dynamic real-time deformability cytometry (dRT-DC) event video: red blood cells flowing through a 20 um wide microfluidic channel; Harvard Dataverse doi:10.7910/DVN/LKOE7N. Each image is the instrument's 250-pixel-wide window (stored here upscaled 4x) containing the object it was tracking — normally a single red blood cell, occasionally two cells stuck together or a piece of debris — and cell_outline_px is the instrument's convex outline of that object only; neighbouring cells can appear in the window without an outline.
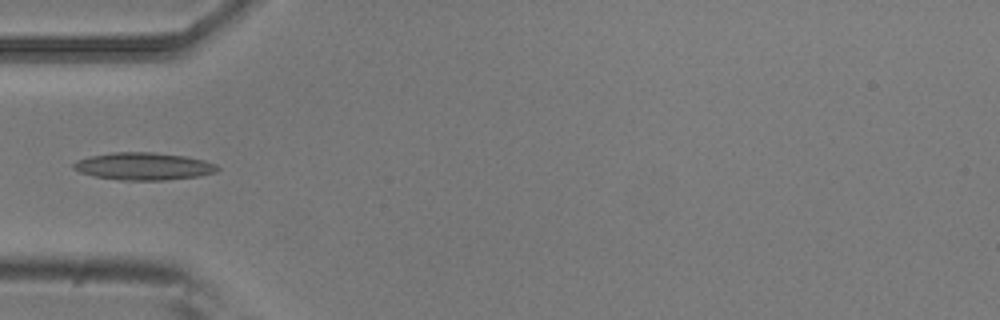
{"species": "common noctule bat (a hibernating species)", "species_latin": "Nyctalus noctula", "temperature_condition": "room temperature", "stored_images_in_passage": 5, "camera_frame_rate_fps": 3000, "um_per_image_px": 0.085, "animal": {"sex": "male", "body_mass_g": 20.5, "forearm_length_mm": 52.5}, "frame": {"image": 1, "passage_image": 4, "time_ms": 1.0, "image_size_px": [1000, 320], "cell_outline_px": [[220, 168], [216, 172], [200, 176], [164, 180], [120, 180], [96, 176], [80, 172], [72, 168], [72, 164], [76, 160], [88, 156], [112, 152], [152, 152], [184, 156], [204, 160], [216, 164]], "centroid_in_image_um": [12.19, 14.13], "position_along_channel_um": 72.8, "area_um2": 23.06}}
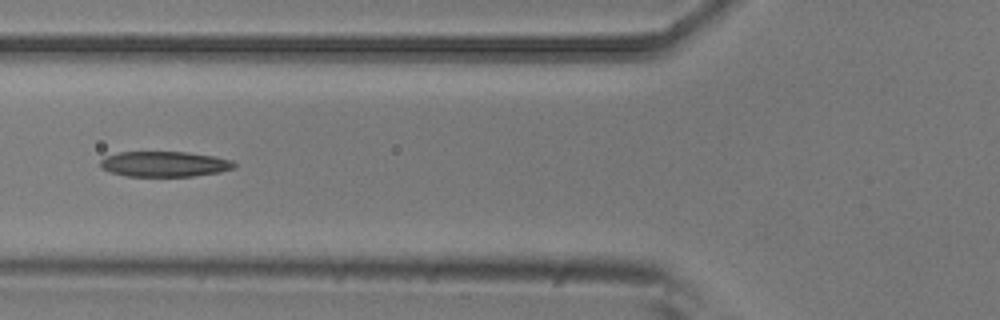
{"frame": {"image": 2, "passage_image": 5, "time_ms": 1.333, "image_size_px": [1000, 320], "cell_outline_px": [[236, 164], [232, 168], [220, 172], [192, 176], [128, 176], [112, 172], [100, 168], [100, 160], [104, 156], [120, 152], [188, 152], [212, 156], [232, 160]], "centroid_in_image_um": [13.95, 13.94], "position_along_channel_um": 111.9, "area_um2": 19.71}}